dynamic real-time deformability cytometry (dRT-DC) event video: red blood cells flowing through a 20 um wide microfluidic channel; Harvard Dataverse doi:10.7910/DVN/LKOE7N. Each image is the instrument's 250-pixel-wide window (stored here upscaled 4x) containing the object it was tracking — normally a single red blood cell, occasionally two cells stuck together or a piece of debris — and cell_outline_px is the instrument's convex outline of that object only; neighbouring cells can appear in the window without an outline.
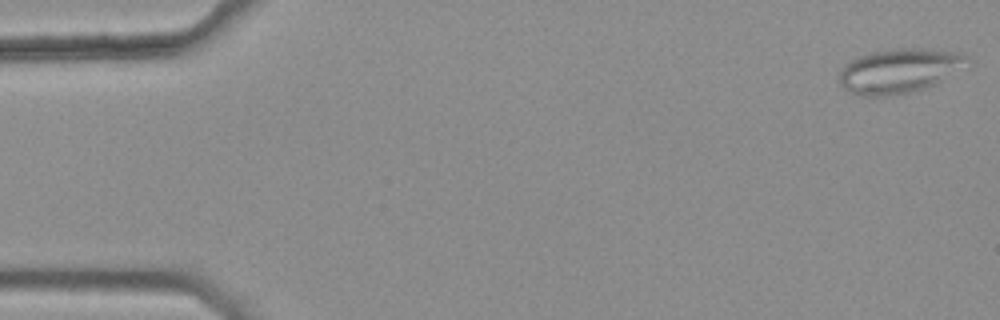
{"species": "common noctule bat (a hibernating species)", "species_latin": "Nyctalus noctula", "temperature_condition": "warm", "stored_images_in_passage": 47, "camera_frame_rate_fps": 3000, "um_per_image_px": 0.085, "animal": {"sex": "female", "body_mass_g": 25.1}, "frame": {"image": 1, "passage_image": 1, "time_ms": 0.0, "image_size_px": [1000, 320], "cell_outline_px": [[972, 68], [936, 84], [924, 88], [908, 92], [884, 96], [860, 96], [848, 92], [836, 80], [840, 68], [844, 64], [860, 56], [872, 52], [900, 48], [928, 48], [956, 52], [968, 56]], "centroid_in_image_um": [76.52, 6.02], "position_along_channel_um": 8.5, "area_um2": 34.1}}
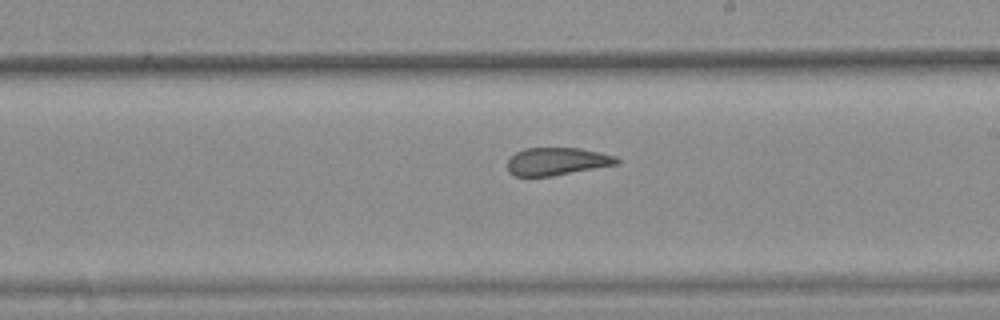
{"frame": {"image": 2, "passage_image": 30, "time_ms": 9.667, "image_size_px": [1000, 320], "cell_outline_px": [[620, 164], [552, 176], [516, 176], [508, 172], [508, 160], [516, 152], [524, 148], [580, 148], [600, 152], [616, 156], [620, 160]], "centroid_in_image_um": [47.38, 13.72], "position_along_channel_um": 241.6, "area_um2": 17.74}}
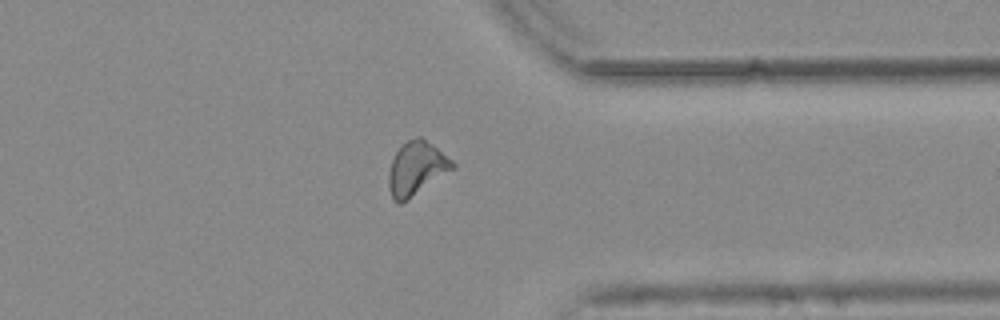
{"frame": {"image": 3, "passage_image": 41, "time_ms": 13.333, "image_size_px": [1000, 320], "cell_outline_px": [[456, 168], [408, 200], [400, 204], [396, 204], [392, 200], [388, 188], [388, 172], [392, 160], [396, 152], [408, 140], [416, 136], [420, 136], [432, 144], [452, 160], [456, 164]], "centroid_in_image_um": [35.39, 14.36], "position_along_channel_um": 376.0, "area_um2": 20.17}, "authors_computed_cell_mechanics": {"area_um2": 19.652, "velocity_mm_per_s": 3.8108, "shape_relaxation_time_tau1_ms": null, "shape_relaxation_time_tau2_ms": 1.2376, "deformation_change_tau1": null, "deformation_change_tau2": 0.0866}}